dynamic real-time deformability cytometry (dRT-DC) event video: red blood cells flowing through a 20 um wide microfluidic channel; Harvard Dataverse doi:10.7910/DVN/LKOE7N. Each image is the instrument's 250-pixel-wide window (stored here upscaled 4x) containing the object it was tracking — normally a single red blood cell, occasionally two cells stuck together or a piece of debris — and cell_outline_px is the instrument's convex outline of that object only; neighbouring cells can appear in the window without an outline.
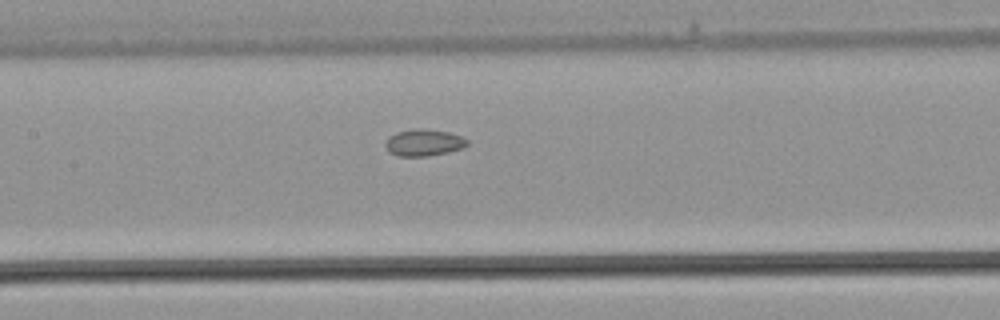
{"species": "common noctule bat (a hibernating species)", "species_latin": "Nyctalus noctula", "temperature_condition": "warm", "stored_images_in_passage": 31, "segment_of_instrument_passage": [2, 2], "camera_frame_rate_fps": 3000, "um_per_image_px": 0.085, "animal": {"sex": "male", "body_mass_g": 21.5, "forearm_length_mm": 52.0}, "frame": {"image": 1, "passage_image": 16, "time_ms": 5.0, "image_size_px": [1000, 320], "cell_outline_px": [[468, 144], [460, 148], [448, 152], [424, 156], [400, 156], [392, 152], [384, 144], [388, 136], [396, 132], [416, 128], [420, 128], [448, 132], [460, 136], [468, 140]], "centroid_in_image_um": [36.01, 12.1], "position_along_channel_um": 171.4, "area_um2": 12.48}}
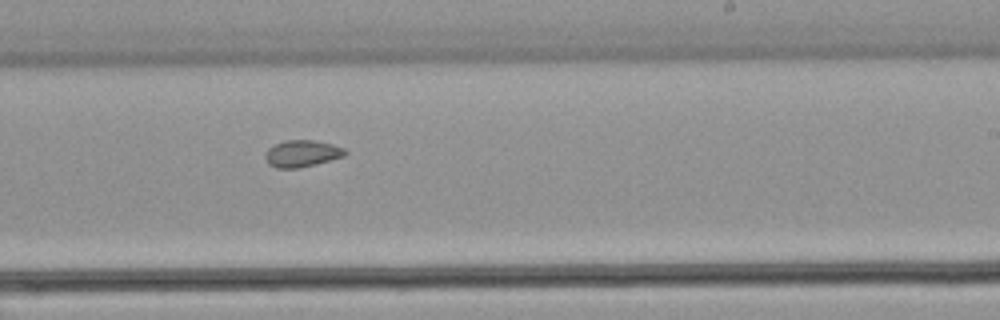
{"frame": {"image": 2, "passage_image": 21, "time_ms": 6.667, "image_size_px": [1000, 320], "cell_outline_px": [[348, 152], [344, 156], [316, 164], [300, 168], [276, 168], [268, 164], [264, 156], [268, 148], [284, 140], [316, 140], [332, 144], [344, 148]], "centroid_in_image_um": [25.67, 13.05], "position_along_channel_um": 263.3, "area_um2": 12.54}}
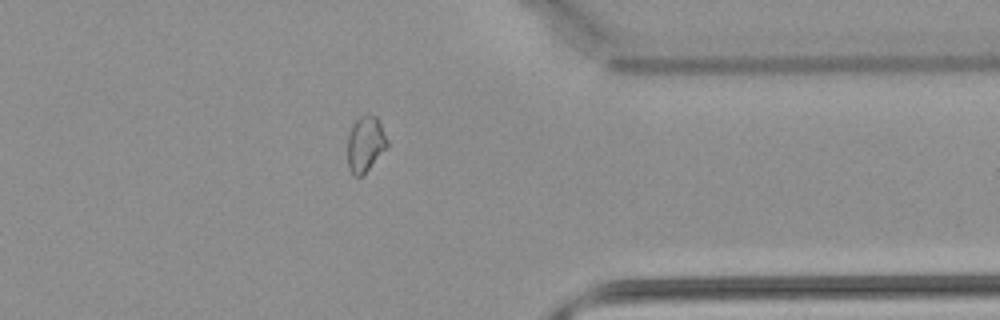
{"frame": {"image": 3, "passage_image": 28, "time_ms": 9.0, "image_size_px": [1000, 320], "cell_outline_px": [[388, 148], [364, 176], [352, 176], [348, 168], [348, 136], [352, 124], [360, 116], [376, 116], [388, 140]], "centroid_in_image_um": [31.07, 12.31], "position_along_channel_um": 380.3, "area_um2": 13.12}}